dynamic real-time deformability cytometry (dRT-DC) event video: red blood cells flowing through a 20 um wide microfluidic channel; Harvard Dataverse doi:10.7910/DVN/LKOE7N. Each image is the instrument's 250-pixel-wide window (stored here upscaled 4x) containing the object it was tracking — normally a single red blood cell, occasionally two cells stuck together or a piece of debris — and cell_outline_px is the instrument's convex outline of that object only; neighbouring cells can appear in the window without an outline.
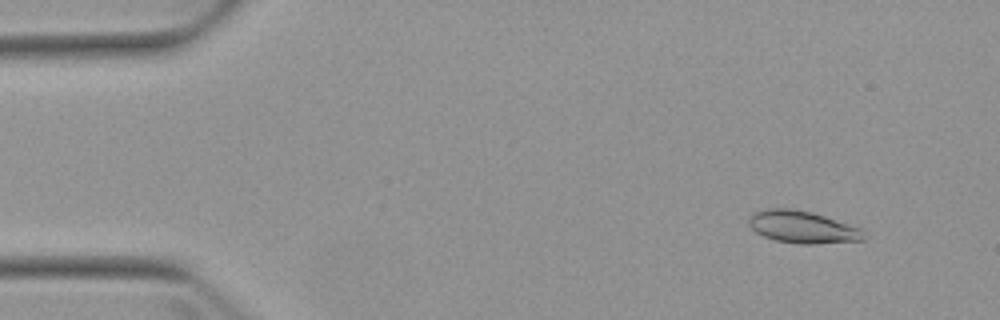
{"species": "Egyptian fruit bat (a non-hibernating species)", "species_latin": "Rousettus aegyptiacus", "temperature_condition": "warm", "stored_images_in_passage": 6, "camera_frame_rate_fps": 3000, "um_per_image_px": 0.085, "animal": {"sex": "female"}, "frame": {"image": 1, "passage_image": 2, "time_ms": 1.333, "image_size_px": [1000, 320], "cell_outline_px": [[864, 240], [812, 244], [800, 244], [776, 240], [764, 236], [756, 232], [748, 224], [748, 220], [756, 212], [768, 208], [792, 208], [812, 212], [860, 228], [864, 232]], "centroid_in_image_um": [68.21, 19.3], "position_along_channel_um": 16.8, "area_um2": 21.33}}
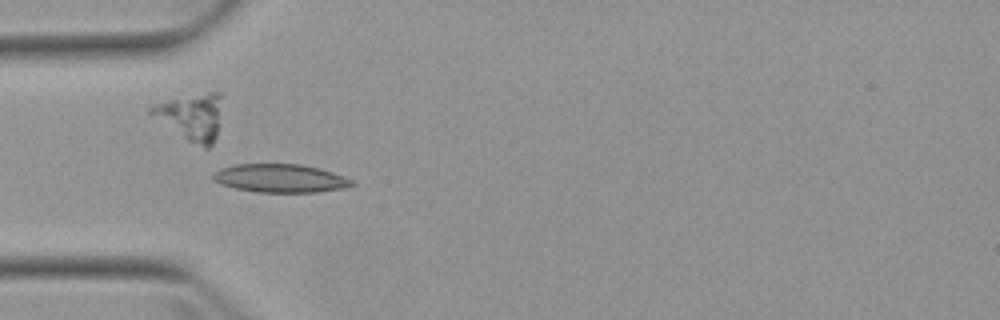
{"frame": {"image": 2, "passage_image": 5, "time_ms": 5.0, "image_size_px": [1000, 320], "cell_outline_px": [[356, 184], [344, 188], [316, 192], [256, 192], [236, 188], [220, 184], [212, 180], [212, 176], [220, 168], [236, 164], [300, 164], [332, 172], [352, 180]], "centroid_in_image_um": [23.79, 15.16], "position_along_channel_um": 61.2, "area_um2": 22.77}}